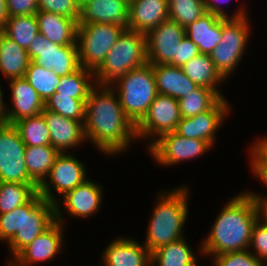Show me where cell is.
<instances>
[{
  "mask_svg": "<svg viewBox=\"0 0 267 266\" xmlns=\"http://www.w3.org/2000/svg\"><path fill=\"white\" fill-rule=\"evenodd\" d=\"M103 187L99 183L87 179L83 184L75 187L67 192L61 199L63 201V209L67 215L74 218L92 217L100 209L103 200Z\"/></svg>",
  "mask_w": 267,
  "mask_h": 266,
  "instance_id": "obj_20",
  "label": "cell"
},
{
  "mask_svg": "<svg viewBox=\"0 0 267 266\" xmlns=\"http://www.w3.org/2000/svg\"><path fill=\"white\" fill-rule=\"evenodd\" d=\"M157 162L162 166H172L196 159L210 151L212 146L205 140L182 137L175 131L162 134L147 147Z\"/></svg>",
  "mask_w": 267,
  "mask_h": 266,
  "instance_id": "obj_12",
  "label": "cell"
},
{
  "mask_svg": "<svg viewBox=\"0 0 267 266\" xmlns=\"http://www.w3.org/2000/svg\"><path fill=\"white\" fill-rule=\"evenodd\" d=\"M221 97L212 89L198 86L179 101L182 118L196 116L209 110Z\"/></svg>",
  "mask_w": 267,
  "mask_h": 266,
  "instance_id": "obj_34",
  "label": "cell"
},
{
  "mask_svg": "<svg viewBox=\"0 0 267 266\" xmlns=\"http://www.w3.org/2000/svg\"><path fill=\"white\" fill-rule=\"evenodd\" d=\"M185 35L201 54L210 55L222 38V17L206 12L185 28Z\"/></svg>",
  "mask_w": 267,
  "mask_h": 266,
  "instance_id": "obj_23",
  "label": "cell"
},
{
  "mask_svg": "<svg viewBox=\"0 0 267 266\" xmlns=\"http://www.w3.org/2000/svg\"><path fill=\"white\" fill-rule=\"evenodd\" d=\"M258 209H259L260 218L267 223V198H263L258 203Z\"/></svg>",
  "mask_w": 267,
  "mask_h": 266,
  "instance_id": "obj_47",
  "label": "cell"
},
{
  "mask_svg": "<svg viewBox=\"0 0 267 266\" xmlns=\"http://www.w3.org/2000/svg\"><path fill=\"white\" fill-rule=\"evenodd\" d=\"M86 167L73 154L59 153L45 180L38 186V193L49 202L56 204L59 198L87 179ZM47 179H49L47 181ZM56 191L61 196L55 197ZM53 191V192H52ZM59 197V198H58Z\"/></svg>",
  "mask_w": 267,
  "mask_h": 266,
  "instance_id": "obj_9",
  "label": "cell"
},
{
  "mask_svg": "<svg viewBox=\"0 0 267 266\" xmlns=\"http://www.w3.org/2000/svg\"><path fill=\"white\" fill-rule=\"evenodd\" d=\"M125 29L118 24H78L76 42L80 67L95 72Z\"/></svg>",
  "mask_w": 267,
  "mask_h": 266,
  "instance_id": "obj_8",
  "label": "cell"
},
{
  "mask_svg": "<svg viewBox=\"0 0 267 266\" xmlns=\"http://www.w3.org/2000/svg\"><path fill=\"white\" fill-rule=\"evenodd\" d=\"M8 17L17 15H35L38 12V0H6Z\"/></svg>",
  "mask_w": 267,
  "mask_h": 266,
  "instance_id": "obj_43",
  "label": "cell"
},
{
  "mask_svg": "<svg viewBox=\"0 0 267 266\" xmlns=\"http://www.w3.org/2000/svg\"><path fill=\"white\" fill-rule=\"evenodd\" d=\"M181 119L179 101L158 93L150 104L147 114L136 125L137 139L153 138L152 142L148 143L149 147L154 139H158L162 134L176 131Z\"/></svg>",
  "mask_w": 267,
  "mask_h": 266,
  "instance_id": "obj_13",
  "label": "cell"
},
{
  "mask_svg": "<svg viewBox=\"0 0 267 266\" xmlns=\"http://www.w3.org/2000/svg\"><path fill=\"white\" fill-rule=\"evenodd\" d=\"M27 52L31 61L52 70L60 77L74 73L80 68L77 45H59L40 33L34 37Z\"/></svg>",
  "mask_w": 267,
  "mask_h": 266,
  "instance_id": "obj_10",
  "label": "cell"
},
{
  "mask_svg": "<svg viewBox=\"0 0 267 266\" xmlns=\"http://www.w3.org/2000/svg\"><path fill=\"white\" fill-rule=\"evenodd\" d=\"M199 54L198 46L185 35L179 42V45H177L173 66L182 67L186 62Z\"/></svg>",
  "mask_w": 267,
  "mask_h": 266,
  "instance_id": "obj_42",
  "label": "cell"
},
{
  "mask_svg": "<svg viewBox=\"0 0 267 266\" xmlns=\"http://www.w3.org/2000/svg\"><path fill=\"white\" fill-rule=\"evenodd\" d=\"M168 19V0H130L127 29L145 35Z\"/></svg>",
  "mask_w": 267,
  "mask_h": 266,
  "instance_id": "obj_22",
  "label": "cell"
},
{
  "mask_svg": "<svg viewBox=\"0 0 267 266\" xmlns=\"http://www.w3.org/2000/svg\"><path fill=\"white\" fill-rule=\"evenodd\" d=\"M4 97H3V92L2 88L0 87V110H6V105L4 104Z\"/></svg>",
  "mask_w": 267,
  "mask_h": 266,
  "instance_id": "obj_48",
  "label": "cell"
},
{
  "mask_svg": "<svg viewBox=\"0 0 267 266\" xmlns=\"http://www.w3.org/2000/svg\"><path fill=\"white\" fill-rule=\"evenodd\" d=\"M95 85L94 72L80 67L76 72L61 77L55 93L75 99H88Z\"/></svg>",
  "mask_w": 267,
  "mask_h": 266,
  "instance_id": "obj_31",
  "label": "cell"
},
{
  "mask_svg": "<svg viewBox=\"0 0 267 266\" xmlns=\"http://www.w3.org/2000/svg\"><path fill=\"white\" fill-rule=\"evenodd\" d=\"M153 72L157 92L176 100L182 99L198 87L184 74L181 67L168 64L153 65Z\"/></svg>",
  "mask_w": 267,
  "mask_h": 266,
  "instance_id": "obj_25",
  "label": "cell"
},
{
  "mask_svg": "<svg viewBox=\"0 0 267 266\" xmlns=\"http://www.w3.org/2000/svg\"><path fill=\"white\" fill-rule=\"evenodd\" d=\"M42 114L49 130L50 145L59 153H66L67 150L80 147L79 145H82L84 141L87 142L84 122L65 118L45 108Z\"/></svg>",
  "mask_w": 267,
  "mask_h": 266,
  "instance_id": "obj_18",
  "label": "cell"
},
{
  "mask_svg": "<svg viewBox=\"0 0 267 266\" xmlns=\"http://www.w3.org/2000/svg\"><path fill=\"white\" fill-rule=\"evenodd\" d=\"M7 18L6 0H0V32L4 28Z\"/></svg>",
  "mask_w": 267,
  "mask_h": 266,
  "instance_id": "obj_46",
  "label": "cell"
},
{
  "mask_svg": "<svg viewBox=\"0 0 267 266\" xmlns=\"http://www.w3.org/2000/svg\"><path fill=\"white\" fill-rule=\"evenodd\" d=\"M110 86L117 93L125 115L135 126L158 95L153 65L148 62L130 70Z\"/></svg>",
  "mask_w": 267,
  "mask_h": 266,
  "instance_id": "obj_5",
  "label": "cell"
},
{
  "mask_svg": "<svg viewBox=\"0 0 267 266\" xmlns=\"http://www.w3.org/2000/svg\"><path fill=\"white\" fill-rule=\"evenodd\" d=\"M259 218L258 204L246 192L230 198L202 241L200 254L211 257L248 250L253 227Z\"/></svg>",
  "mask_w": 267,
  "mask_h": 266,
  "instance_id": "obj_2",
  "label": "cell"
},
{
  "mask_svg": "<svg viewBox=\"0 0 267 266\" xmlns=\"http://www.w3.org/2000/svg\"><path fill=\"white\" fill-rule=\"evenodd\" d=\"M81 0H38V11L52 12L80 20Z\"/></svg>",
  "mask_w": 267,
  "mask_h": 266,
  "instance_id": "obj_38",
  "label": "cell"
},
{
  "mask_svg": "<svg viewBox=\"0 0 267 266\" xmlns=\"http://www.w3.org/2000/svg\"><path fill=\"white\" fill-rule=\"evenodd\" d=\"M251 247H253L252 253L267 266V223L261 218L253 227L249 248Z\"/></svg>",
  "mask_w": 267,
  "mask_h": 266,
  "instance_id": "obj_40",
  "label": "cell"
},
{
  "mask_svg": "<svg viewBox=\"0 0 267 266\" xmlns=\"http://www.w3.org/2000/svg\"><path fill=\"white\" fill-rule=\"evenodd\" d=\"M37 192L36 183L0 182V214L27 203Z\"/></svg>",
  "mask_w": 267,
  "mask_h": 266,
  "instance_id": "obj_32",
  "label": "cell"
},
{
  "mask_svg": "<svg viewBox=\"0 0 267 266\" xmlns=\"http://www.w3.org/2000/svg\"><path fill=\"white\" fill-rule=\"evenodd\" d=\"M194 253L182 238L151 253V266H198Z\"/></svg>",
  "mask_w": 267,
  "mask_h": 266,
  "instance_id": "obj_28",
  "label": "cell"
},
{
  "mask_svg": "<svg viewBox=\"0 0 267 266\" xmlns=\"http://www.w3.org/2000/svg\"><path fill=\"white\" fill-rule=\"evenodd\" d=\"M26 49L0 32V72L5 78H22L30 63Z\"/></svg>",
  "mask_w": 267,
  "mask_h": 266,
  "instance_id": "obj_26",
  "label": "cell"
},
{
  "mask_svg": "<svg viewBox=\"0 0 267 266\" xmlns=\"http://www.w3.org/2000/svg\"><path fill=\"white\" fill-rule=\"evenodd\" d=\"M87 99H75L54 93L46 102L45 109L69 119L85 122Z\"/></svg>",
  "mask_w": 267,
  "mask_h": 266,
  "instance_id": "obj_37",
  "label": "cell"
},
{
  "mask_svg": "<svg viewBox=\"0 0 267 266\" xmlns=\"http://www.w3.org/2000/svg\"><path fill=\"white\" fill-rule=\"evenodd\" d=\"M252 146L267 160V137L256 140Z\"/></svg>",
  "mask_w": 267,
  "mask_h": 266,
  "instance_id": "obj_45",
  "label": "cell"
},
{
  "mask_svg": "<svg viewBox=\"0 0 267 266\" xmlns=\"http://www.w3.org/2000/svg\"><path fill=\"white\" fill-rule=\"evenodd\" d=\"M130 0H81L78 24H118L127 28Z\"/></svg>",
  "mask_w": 267,
  "mask_h": 266,
  "instance_id": "obj_19",
  "label": "cell"
},
{
  "mask_svg": "<svg viewBox=\"0 0 267 266\" xmlns=\"http://www.w3.org/2000/svg\"><path fill=\"white\" fill-rule=\"evenodd\" d=\"M55 221V204L37 192L27 203L0 214V242L7 241L14 258Z\"/></svg>",
  "mask_w": 267,
  "mask_h": 266,
  "instance_id": "obj_3",
  "label": "cell"
},
{
  "mask_svg": "<svg viewBox=\"0 0 267 266\" xmlns=\"http://www.w3.org/2000/svg\"><path fill=\"white\" fill-rule=\"evenodd\" d=\"M60 202L56 206V221L37 236L29 245L23 248L13 260L20 266H30L38 262H46L54 259L62 250L64 236V220ZM62 213V214H61Z\"/></svg>",
  "mask_w": 267,
  "mask_h": 266,
  "instance_id": "obj_14",
  "label": "cell"
},
{
  "mask_svg": "<svg viewBox=\"0 0 267 266\" xmlns=\"http://www.w3.org/2000/svg\"><path fill=\"white\" fill-rule=\"evenodd\" d=\"M184 74L197 86L214 90L220 97H224L218 89L225 80L216 70L208 54H199L186 62L182 67Z\"/></svg>",
  "mask_w": 267,
  "mask_h": 266,
  "instance_id": "obj_27",
  "label": "cell"
},
{
  "mask_svg": "<svg viewBox=\"0 0 267 266\" xmlns=\"http://www.w3.org/2000/svg\"><path fill=\"white\" fill-rule=\"evenodd\" d=\"M35 15L39 33L51 42L59 45H77L78 23L74 19L46 11H38Z\"/></svg>",
  "mask_w": 267,
  "mask_h": 266,
  "instance_id": "obj_24",
  "label": "cell"
},
{
  "mask_svg": "<svg viewBox=\"0 0 267 266\" xmlns=\"http://www.w3.org/2000/svg\"><path fill=\"white\" fill-rule=\"evenodd\" d=\"M25 148L17 129L4 123L0 127V182L35 183L28 175Z\"/></svg>",
  "mask_w": 267,
  "mask_h": 266,
  "instance_id": "obj_11",
  "label": "cell"
},
{
  "mask_svg": "<svg viewBox=\"0 0 267 266\" xmlns=\"http://www.w3.org/2000/svg\"><path fill=\"white\" fill-rule=\"evenodd\" d=\"M211 258L213 266H265L250 249L214 255Z\"/></svg>",
  "mask_w": 267,
  "mask_h": 266,
  "instance_id": "obj_39",
  "label": "cell"
},
{
  "mask_svg": "<svg viewBox=\"0 0 267 266\" xmlns=\"http://www.w3.org/2000/svg\"><path fill=\"white\" fill-rule=\"evenodd\" d=\"M228 103L225 97H221L209 110L193 117L182 118L175 132L189 139L205 140L213 147L218 128L231 112Z\"/></svg>",
  "mask_w": 267,
  "mask_h": 266,
  "instance_id": "obj_15",
  "label": "cell"
},
{
  "mask_svg": "<svg viewBox=\"0 0 267 266\" xmlns=\"http://www.w3.org/2000/svg\"><path fill=\"white\" fill-rule=\"evenodd\" d=\"M5 266H20V265L17 264L14 260L9 259L7 265H5Z\"/></svg>",
  "mask_w": 267,
  "mask_h": 266,
  "instance_id": "obj_50",
  "label": "cell"
},
{
  "mask_svg": "<svg viewBox=\"0 0 267 266\" xmlns=\"http://www.w3.org/2000/svg\"><path fill=\"white\" fill-rule=\"evenodd\" d=\"M102 255L101 266H151V253L133 238L115 239Z\"/></svg>",
  "mask_w": 267,
  "mask_h": 266,
  "instance_id": "obj_21",
  "label": "cell"
},
{
  "mask_svg": "<svg viewBox=\"0 0 267 266\" xmlns=\"http://www.w3.org/2000/svg\"><path fill=\"white\" fill-rule=\"evenodd\" d=\"M2 32L19 46L28 50L34 37L39 34L36 15H17L8 17Z\"/></svg>",
  "mask_w": 267,
  "mask_h": 266,
  "instance_id": "obj_30",
  "label": "cell"
},
{
  "mask_svg": "<svg viewBox=\"0 0 267 266\" xmlns=\"http://www.w3.org/2000/svg\"><path fill=\"white\" fill-rule=\"evenodd\" d=\"M250 150V163H251V170L253 174L264 183V186L267 187V160L253 147L251 146ZM252 199H254L257 204L263 199L267 198L266 195H260L259 193L255 192H246Z\"/></svg>",
  "mask_w": 267,
  "mask_h": 266,
  "instance_id": "obj_41",
  "label": "cell"
},
{
  "mask_svg": "<svg viewBox=\"0 0 267 266\" xmlns=\"http://www.w3.org/2000/svg\"><path fill=\"white\" fill-rule=\"evenodd\" d=\"M204 1V5L206 8L207 12H210L212 14L218 15L220 17L223 18H239L242 16H248V14L246 13V9L242 6L237 8V10L235 12H232L231 15H229L228 13H226L223 9L224 6H221L222 4L220 2H227L229 0H203ZM219 2V3H218Z\"/></svg>",
  "mask_w": 267,
  "mask_h": 266,
  "instance_id": "obj_44",
  "label": "cell"
},
{
  "mask_svg": "<svg viewBox=\"0 0 267 266\" xmlns=\"http://www.w3.org/2000/svg\"><path fill=\"white\" fill-rule=\"evenodd\" d=\"M13 126L26 146L50 145V134L42 113L21 119Z\"/></svg>",
  "mask_w": 267,
  "mask_h": 266,
  "instance_id": "obj_33",
  "label": "cell"
},
{
  "mask_svg": "<svg viewBox=\"0 0 267 266\" xmlns=\"http://www.w3.org/2000/svg\"><path fill=\"white\" fill-rule=\"evenodd\" d=\"M9 84L12 104L11 107L8 104L6 106L5 123L13 125L21 119L43 112L45 102L24 77L9 79Z\"/></svg>",
  "mask_w": 267,
  "mask_h": 266,
  "instance_id": "obj_17",
  "label": "cell"
},
{
  "mask_svg": "<svg viewBox=\"0 0 267 266\" xmlns=\"http://www.w3.org/2000/svg\"><path fill=\"white\" fill-rule=\"evenodd\" d=\"M147 62L146 35L126 28L94 72L95 82L111 85L130 70Z\"/></svg>",
  "mask_w": 267,
  "mask_h": 266,
  "instance_id": "obj_6",
  "label": "cell"
},
{
  "mask_svg": "<svg viewBox=\"0 0 267 266\" xmlns=\"http://www.w3.org/2000/svg\"><path fill=\"white\" fill-rule=\"evenodd\" d=\"M84 132L86 140L108 156L125 152L132 140H137L136 126L125 115L119 97L110 85L96 84L90 91Z\"/></svg>",
  "mask_w": 267,
  "mask_h": 266,
  "instance_id": "obj_1",
  "label": "cell"
},
{
  "mask_svg": "<svg viewBox=\"0 0 267 266\" xmlns=\"http://www.w3.org/2000/svg\"><path fill=\"white\" fill-rule=\"evenodd\" d=\"M185 36V28L171 19L164 20L146 34L147 59L151 65L173 66L177 45Z\"/></svg>",
  "mask_w": 267,
  "mask_h": 266,
  "instance_id": "obj_16",
  "label": "cell"
},
{
  "mask_svg": "<svg viewBox=\"0 0 267 266\" xmlns=\"http://www.w3.org/2000/svg\"><path fill=\"white\" fill-rule=\"evenodd\" d=\"M248 16L239 18L222 17V38L210 54L216 70L226 80L243 57L250 37Z\"/></svg>",
  "mask_w": 267,
  "mask_h": 266,
  "instance_id": "obj_7",
  "label": "cell"
},
{
  "mask_svg": "<svg viewBox=\"0 0 267 266\" xmlns=\"http://www.w3.org/2000/svg\"><path fill=\"white\" fill-rule=\"evenodd\" d=\"M6 110H0V127L5 123L4 115Z\"/></svg>",
  "mask_w": 267,
  "mask_h": 266,
  "instance_id": "obj_49",
  "label": "cell"
},
{
  "mask_svg": "<svg viewBox=\"0 0 267 266\" xmlns=\"http://www.w3.org/2000/svg\"><path fill=\"white\" fill-rule=\"evenodd\" d=\"M160 193L152 211L143 245L153 253L162 246L184 238L183 226L188 217L187 186Z\"/></svg>",
  "mask_w": 267,
  "mask_h": 266,
  "instance_id": "obj_4",
  "label": "cell"
},
{
  "mask_svg": "<svg viewBox=\"0 0 267 266\" xmlns=\"http://www.w3.org/2000/svg\"><path fill=\"white\" fill-rule=\"evenodd\" d=\"M206 12L203 0H168V19L184 28Z\"/></svg>",
  "mask_w": 267,
  "mask_h": 266,
  "instance_id": "obj_36",
  "label": "cell"
},
{
  "mask_svg": "<svg viewBox=\"0 0 267 266\" xmlns=\"http://www.w3.org/2000/svg\"><path fill=\"white\" fill-rule=\"evenodd\" d=\"M58 154L51 145L26 146L25 164L28 175L38 186L48 176Z\"/></svg>",
  "mask_w": 267,
  "mask_h": 266,
  "instance_id": "obj_29",
  "label": "cell"
},
{
  "mask_svg": "<svg viewBox=\"0 0 267 266\" xmlns=\"http://www.w3.org/2000/svg\"><path fill=\"white\" fill-rule=\"evenodd\" d=\"M24 78L37 91L44 102L55 93L61 79L52 70L41 67L33 61H30Z\"/></svg>",
  "mask_w": 267,
  "mask_h": 266,
  "instance_id": "obj_35",
  "label": "cell"
}]
</instances>
